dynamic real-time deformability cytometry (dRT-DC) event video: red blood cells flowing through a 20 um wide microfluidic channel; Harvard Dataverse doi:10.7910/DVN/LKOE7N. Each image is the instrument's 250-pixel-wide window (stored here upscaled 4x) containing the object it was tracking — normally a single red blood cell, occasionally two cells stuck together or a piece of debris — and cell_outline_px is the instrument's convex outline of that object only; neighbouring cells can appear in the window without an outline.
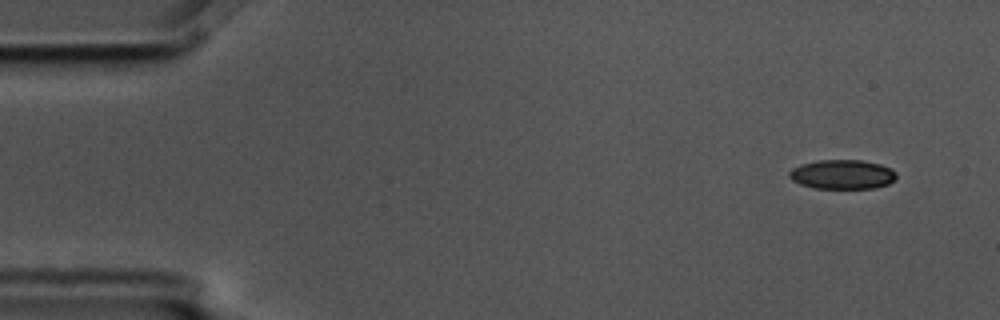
{"species": "common noctule bat (a hibernating species)", "species_latin": "Nyctalus noctula", "temperature_condition": "cold", "stored_images_in_passage": 9, "camera_frame_rate_fps": 3000, "um_per_image_px": 0.085, "animal": {"sex": "male", "body_mass_g": 17.5, "forearm_length_mm": 52.3}, "frame": {"image": 1, "passage_image": 1, "time_ms": 0.0, "image_size_px": [1000, 320], "cell_outline_px": [[896, 180], [888, 184], [876, 188], [812, 188], [800, 184], [792, 180], [788, 176], [788, 172], [792, 168], [800, 164], [820, 160], [860, 160], [880, 164], [892, 168], [896, 172]], "centroid_in_image_um": [71.6, 14.82], "position_along_channel_um": 13.4, "area_um2": 18.5}}